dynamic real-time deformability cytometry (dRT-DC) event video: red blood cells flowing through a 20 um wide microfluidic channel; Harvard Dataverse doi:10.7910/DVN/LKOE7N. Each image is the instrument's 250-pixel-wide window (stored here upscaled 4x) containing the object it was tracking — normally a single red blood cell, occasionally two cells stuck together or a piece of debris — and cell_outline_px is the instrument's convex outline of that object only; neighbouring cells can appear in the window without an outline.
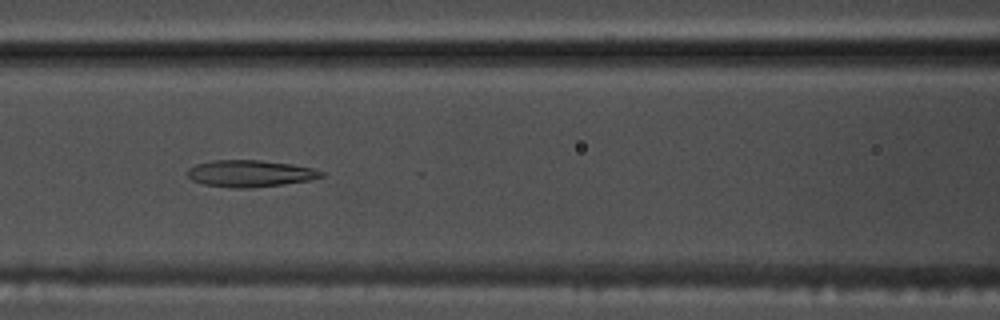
{"species": "common noctule bat (a hibernating species)", "species_latin": "Nyctalus noctula", "temperature_condition": "warm", "stored_images_in_passage": 48, "camera_frame_rate_fps": 3000, "um_per_image_px": 0.085, "animal": {"sex": "male", "body_mass_g": 17.5, "forearm_length_mm": 52.3}, "frame": {"image": 1, "passage_image": 24, "time_ms": 7.667, "image_size_px": [1000, 320], "cell_outline_px": [[324, 176], [312, 180], [284, 184], [252, 188], [232, 188], [204, 184], [192, 180], [188, 176], [188, 168], [196, 164], [212, 160], [260, 160], [292, 164], [312, 168], [324, 172]], "centroid_in_image_um": [21.27, 14.75], "position_along_channel_um": 145.3, "area_um2": 20.98}}
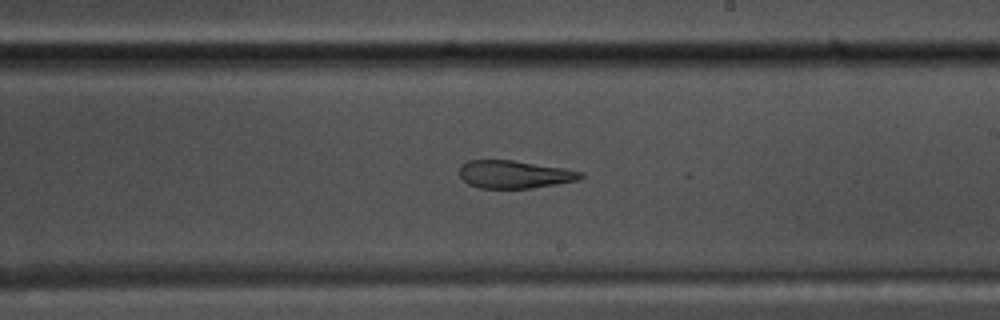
{"frame": {"image": 2, "passage_image": 32, "time_ms": 10.333, "image_size_px": [1000, 320], "cell_outline_px": [[584, 176], [580, 180], [532, 188], [480, 188], [468, 184], [460, 176], [460, 164], [468, 160], [512, 160], [564, 168], [584, 172]], "centroid_in_image_um": [43.74, 14.82], "position_along_channel_um": 245.3, "area_um2": 19.71}}
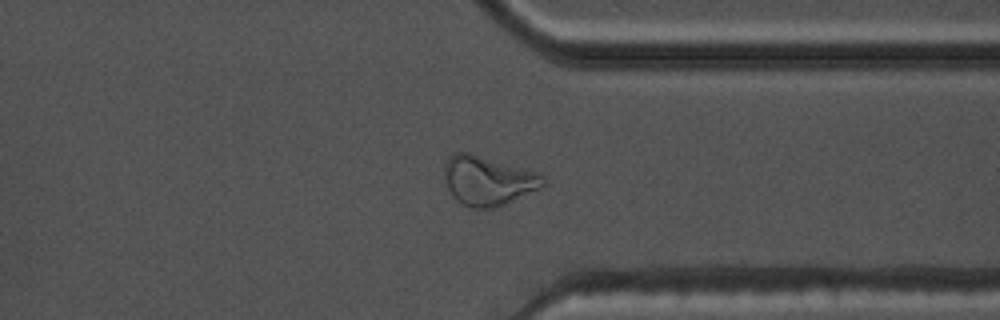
{"frame": {"image": 3, "passage_image": 42, "time_ms": 13.667, "image_size_px": [1000, 320], "cell_outline_px": [[544, 188], [496, 208], [472, 208], [456, 200], [452, 196], [448, 188], [444, 176], [444, 164], [448, 156], [452, 152], [468, 152], [536, 172], [544, 176]], "centroid_in_image_um": [41.47, 15.36], "position_along_channel_um": 369.9, "area_um2": 28.55}, "authors_computed_cell_mechanics": {"area_um2": 24.0737, "velocity_mm_per_s": 3.7742, "shape_relaxation_time_tau1_ms": null, "shape_relaxation_time_tau2_ms": 2.8089, "deformation_change_tau1": null, "deformation_change_tau2": 0.1117}}